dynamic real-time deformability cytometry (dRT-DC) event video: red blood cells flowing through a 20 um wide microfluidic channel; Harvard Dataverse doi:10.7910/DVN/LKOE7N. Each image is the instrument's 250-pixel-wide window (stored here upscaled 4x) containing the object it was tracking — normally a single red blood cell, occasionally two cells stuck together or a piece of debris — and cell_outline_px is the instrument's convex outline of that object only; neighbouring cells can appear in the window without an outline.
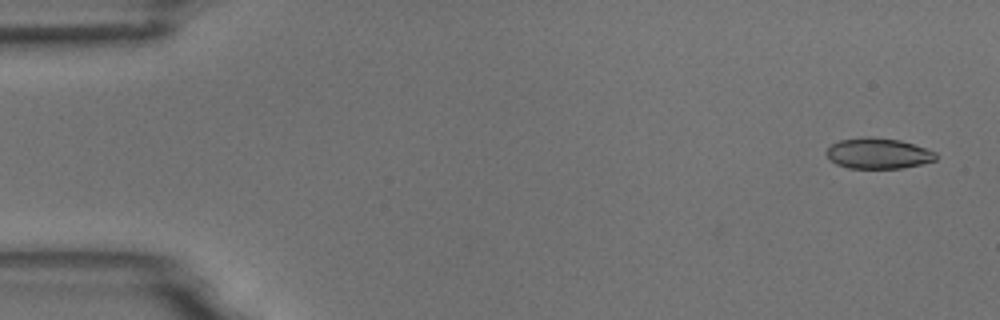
{"species": "common noctule bat (a hibernating species)", "species_latin": "Nyctalus noctula", "temperature_condition": "room temperature", "stored_images_in_passage": 5, "camera_frame_rate_fps": 3000, "um_per_image_px": 0.085, "animal": {"sex": "male", "body_mass_g": 18.8}, "frame": {"image": 1, "passage_image": 1, "time_ms": 0.0, "image_size_px": [1000, 320], "cell_outline_px": [[936, 160], [920, 164], [900, 168], [848, 168], [836, 164], [824, 152], [832, 144], [840, 140], [864, 136], [868, 136], [900, 140], [936, 152]], "centroid_in_image_um": [74.62, 13.03], "position_along_channel_um": 10.4, "area_um2": 19.42}}
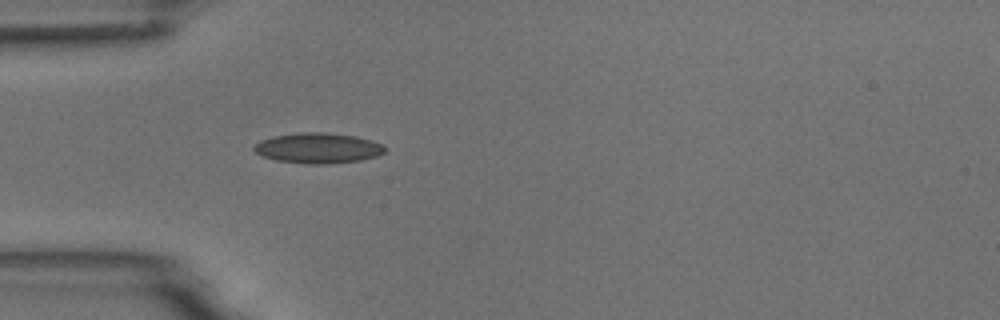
{"frame": {"image": 2, "passage_image": 5, "time_ms": 1.333, "image_size_px": [1000, 320], "cell_outline_px": [[384, 152], [376, 156], [360, 160], [328, 164], [308, 164], [276, 160], [264, 156], [256, 152], [252, 148], [260, 140], [276, 136], [300, 132], [324, 132], [356, 136], [372, 140], [380, 144], [384, 148]], "centroid_in_image_um": [27.03, 12.58], "position_along_channel_um": 58.0, "area_um2": 22.95}}